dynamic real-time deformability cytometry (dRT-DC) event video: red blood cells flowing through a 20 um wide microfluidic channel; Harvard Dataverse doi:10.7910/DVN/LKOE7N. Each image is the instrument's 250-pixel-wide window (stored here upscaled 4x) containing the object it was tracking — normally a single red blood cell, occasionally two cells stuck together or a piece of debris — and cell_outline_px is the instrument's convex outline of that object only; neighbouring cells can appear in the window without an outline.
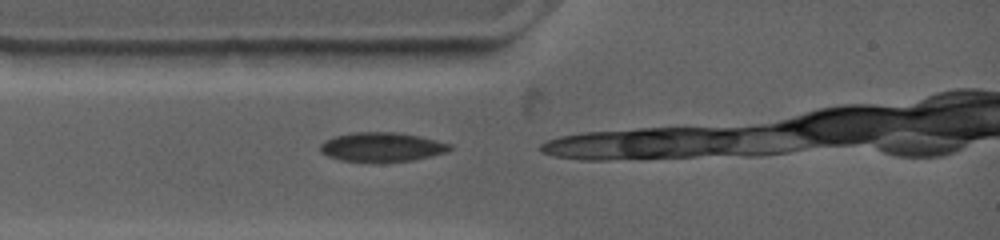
{"species": "common noctule bat (a hibernating species)", "species_latin": "Nyctalus noctula", "temperature_condition": "warm", "stored_images_in_passage": 2, "camera_frame_rate_fps": 4500, "um_per_image_px": 0.085, "animal": {"sex": "female", "body_mass_g": 19.0, "forearm_length_mm": 53.3}, "frame": {"image": 1, "passage_image": 1, "time_ms": 0.0, "image_size_px": [1000, 240], "cell_outline_px": [[452, 148], [444, 152], [412, 160], [340, 160], [328, 156], [320, 152], [320, 144], [336, 136], [352, 132], [396, 132], [436, 140], [452, 144]], "centroid_in_image_um": [32.43, 12.46], "position_along_channel_um": 52.6, "area_um2": 21.21}}